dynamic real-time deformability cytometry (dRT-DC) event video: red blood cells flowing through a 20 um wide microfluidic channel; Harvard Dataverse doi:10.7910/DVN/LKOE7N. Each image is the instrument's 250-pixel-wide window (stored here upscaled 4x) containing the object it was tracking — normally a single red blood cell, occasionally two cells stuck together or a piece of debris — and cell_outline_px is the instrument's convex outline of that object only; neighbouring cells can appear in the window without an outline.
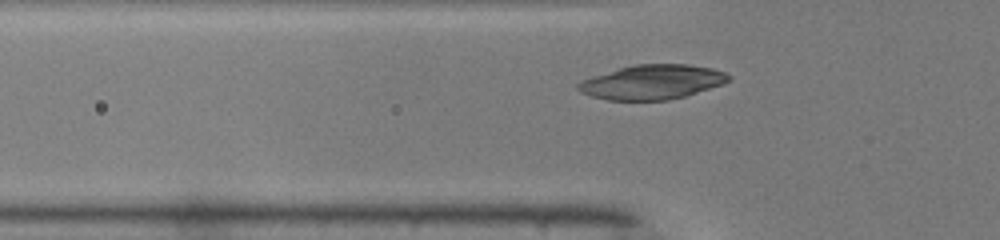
{"species": "common noctule bat (a hibernating species)", "species_latin": "Nyctalus noctula", "temperature_condition": "warm", "stored_images_in_passage": 38, "segment_of_instrument_passage": [1, 2], "camera_frame_rate_fps": 3000, "um_per_image_px": 0.085, "animal": {"sex": "male", "body_mass_g": 19.0, "forearm_length_mm": 50.8}, "frame": {"image": 1, "passage_image": 4, "time_ms": 1.0, "image_size_px": [1000, 240], "cell_outline_px": [[732, 80], [724, 84], [684, 96], [668, 100], [608, 100], [592, 96], [580, 92], [576, 88], [576, 84], [580, 80], [592, 76], [620, 68], [636, 64], [688, 64], [712, 68], [724, 72], [732, 76]], "centroid_in_image_um": [55.45, 6.97], "position_along_channel_um": 70.4, "area_um2": 30.35}}
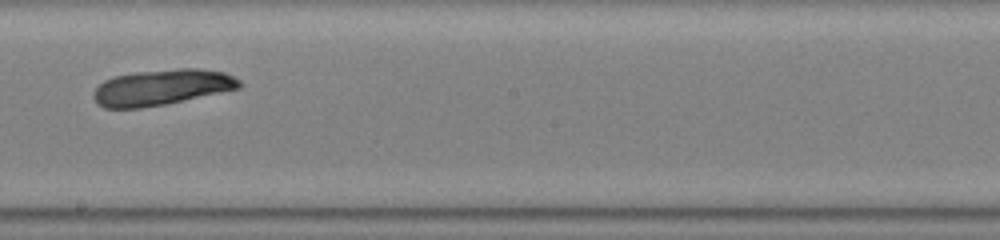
{"frame": {"image": 2, "passage_image": 16, "time_ms": 5.0, "image_size_px": [1000, 240], "cell_outline_px": [[244, 84], [240, 88], [164, 104], [140, 108], [104, 108], [96, 104], [92, 96], [92, 92], [104, 80], [112, 76], [136, 72], [180, 68], [200, 68], [224, 72], [240, 80]], "centroid_in_image_um": [13.72, 7.41], "position_along_channel_um": 234.5, "area_um2": 30.52}}
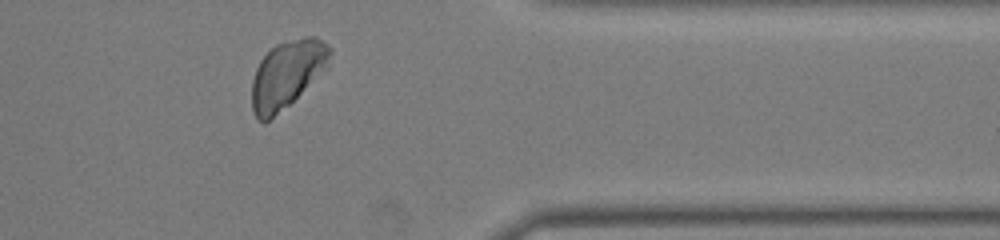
{"frame": {"image": 3, "passage_image": 28, "time_ms": 9.0, "image_size_px": [1000, 240], "cell_outline_px": [[332, 52], [328, 68], [288, 104], [264, 124], [256, 120], [252, 112], [252, 80], [256, 68], [260, 60], [276, 44], [304, 36], [316, 36], [328, 44], [332, 48]], "centroid_in_image_um": [24.41, 6.29], "position_along_channel_um": 387.0, "area_um2": 30.75}}